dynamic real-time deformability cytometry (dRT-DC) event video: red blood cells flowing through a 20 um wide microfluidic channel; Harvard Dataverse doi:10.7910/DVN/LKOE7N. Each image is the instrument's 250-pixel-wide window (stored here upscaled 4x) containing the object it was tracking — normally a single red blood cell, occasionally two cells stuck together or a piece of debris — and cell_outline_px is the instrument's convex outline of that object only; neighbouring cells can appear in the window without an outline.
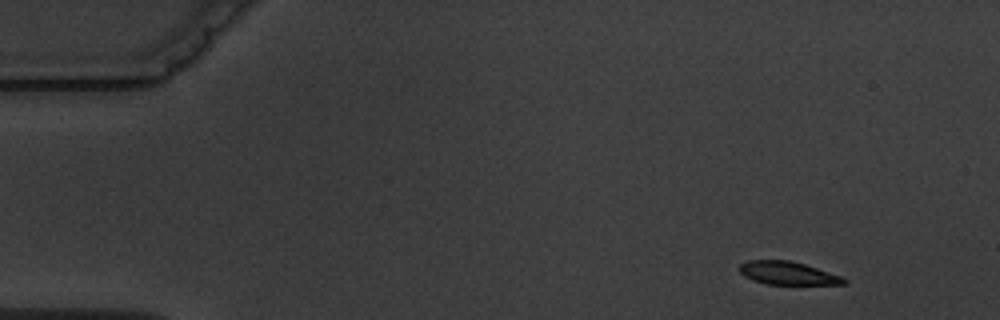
{"species": "common noctule bat (a hibernating species)", "species_latin": "Nyctalus noctula", "temperature_condition": "warm", "stored_images_in_passage": 14, "camera_frame_rate_fps": 3000, "um_per_image_px": 0.085, "animal": {"sex": "male", "body_mass_g": 19.5, "forearm_length_mm": 54.6}, "frame": {"image": 1, "passage_image": 1, "time_ms": 0.0, "image_size_px": [1000, 320], "cell_outline_px": [[848, 280], [844, 284], [768, 284], [752, 280], [744, 276], [740, 272], [740, 264], [748, 260], [788, 260], [804, 264], [844, 276]], "centroid_in_image_um": [66.98, 23.21], "position_along_channel_um": 18.0, "area_um2": 14.05}}
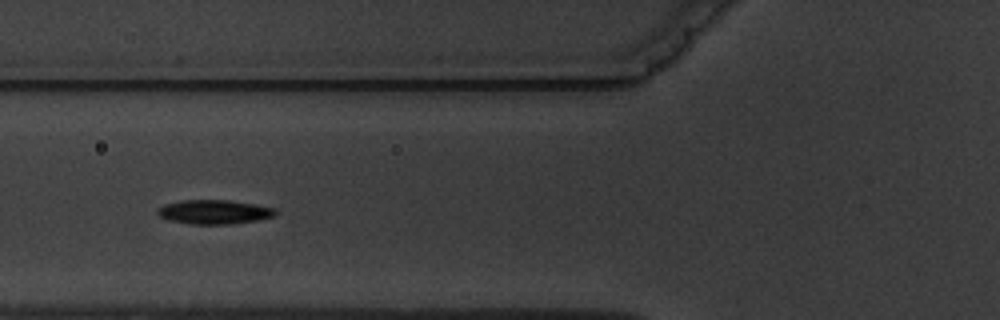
{"frame": {"image": 2, "passage_image": 5, "time_ms": 5.333, "image_size_px": [1000, 320], "cell_outline_px": [[276, 216], [256, 220], [232, 224], [188, 224], [168, 220], [160, 216], [156, 212], [156, 208], [164, 204], [180, 200], [228, 200], [276, 208]], "centroid_in_image_um": [18.16, 18.01], "position_along_channel_um": 107.6, "area_um2": 16.7}}
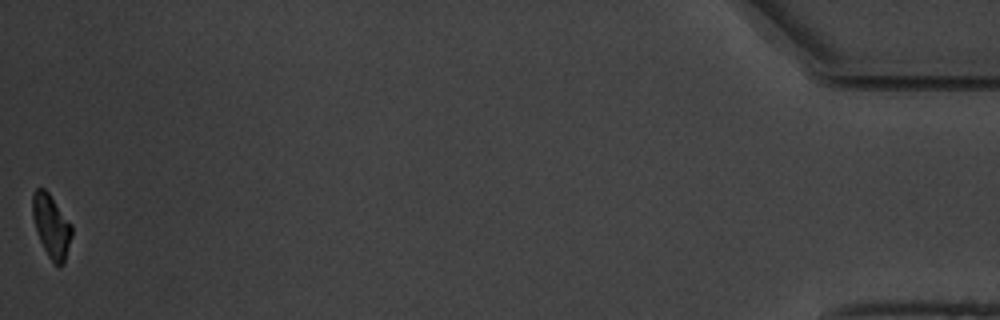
{"frame": {"image": 3, "passage_image": 14, "time_ms": 17.0, "image_size_px": [1000, 320], "cell_outline_px": [[72, 236], [64, 264], [56, 264], [48, 256], [40, 240], [32, 216], [32, 192], [36, 188], [44, 188], [48, 192], [72, 224]], "centroid_in_image_um": [4.37, 19.18], "position_along_channel_um": 430.8, "area_um2": 14.33}, "authors_computed_cell_mechanics": {"area_um2": 15.7216, "velocity_mm_per_s": 3.5747, "shape_relaxation_time_tau1_ms": 3.6847, "shape_relaxation_time_tau2_ms": null, "deformation_change_tau1": 0.1169, "deformation_change_tau2": null}}